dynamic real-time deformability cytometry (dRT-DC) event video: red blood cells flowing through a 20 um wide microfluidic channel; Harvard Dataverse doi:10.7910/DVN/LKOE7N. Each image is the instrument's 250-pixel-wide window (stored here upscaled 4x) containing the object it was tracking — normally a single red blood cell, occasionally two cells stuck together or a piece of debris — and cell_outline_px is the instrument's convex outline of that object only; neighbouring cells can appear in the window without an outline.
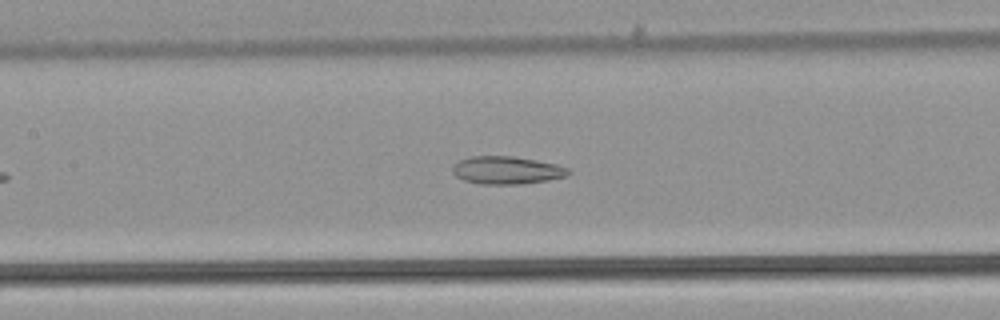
{"species": "common noctule bat (a hibernating species)", "species_latin": "Nyctalus noctula", "temperature_condition": "warm", "stored_images_in_passage": 39, "camera_frame_rate_fps": 3000, "um_per_image_px": 0.085, "animal": {"sex": "male", "body_mass_g": 21.5, "forearm_length_mm": 52.0}, "frame": {"image": 1, "passage_image": 14, "time_ms": 4.333, "image_size_px": [1000, 320], "cell_outline_px": [[572, 172], [568, 176], [548, 180], [520, 184], [480, 184], [464, 180], [456, 176], [452, 172], [452, 168], [460, 160], [472, 156], [512, 156], [536, 160], [556, 164], [568, 168]], "centroid_in_image_um": [43.1, 14.47], "position_along_channel_um": 164.3, "area_um2": 18.73}}
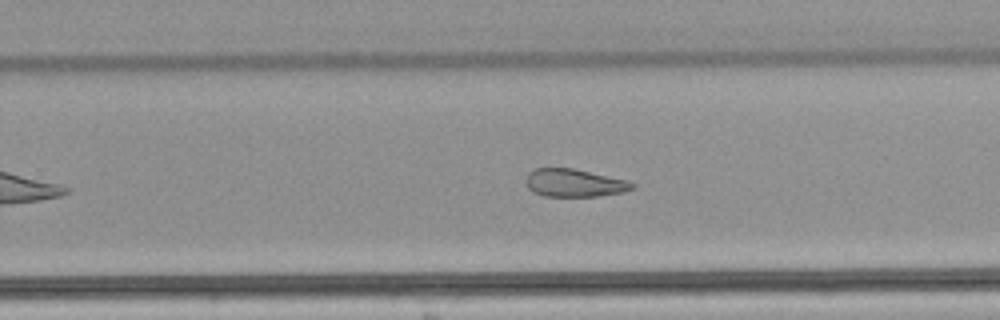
{"frame": {"image": 2, "passage_image": 23, "time_ms": 7.333, "image_size_px": [1000, 320], "cell_outline_px": [[636, 188], [624, 192], [600, 196], [544, 196], [532, 192], [528, 188], [528, 172], [532, 168], [572, 168], [628, 180], [636, 184]], "centroid_in_image_um": [48.86, 15.55], "position_along_channel_um": 280.9, "area_um2": 17.34}}
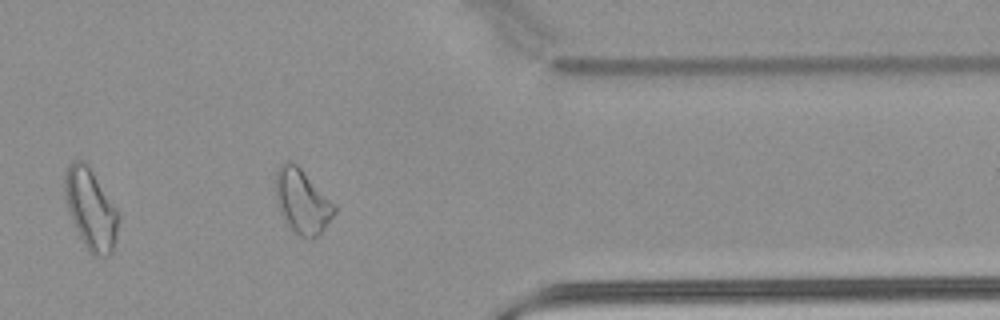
{"frame": {"image": 3, "passage_image": 32, "time_ms": 10.333, "image_size_px": [1000, 320], "cell_outline_px": [[336, 212], [324, 228], [312, 240], [300, 236], [288, 224], [280, 212], [276, 200], [276, 172], [280, 164], [284, 160], [288, 160], [296, 164], [300, 168], [336, 208]], "centroid_in_image_um": [25.65, 17.11], "position_along_channel_um": 385.8, "area_um2": 21.27}, "authors_computed_cell_mechanics": {"area_um2": 19.941, "velocity_mm_per_s": 3.9013, "shape_relaxation_time_tau1_ms": null, "shape_relaxation_time_tau2_ms": 3.7599, "deformation_change_tau1": null, "deformation_change_tau2": 0.1293}}